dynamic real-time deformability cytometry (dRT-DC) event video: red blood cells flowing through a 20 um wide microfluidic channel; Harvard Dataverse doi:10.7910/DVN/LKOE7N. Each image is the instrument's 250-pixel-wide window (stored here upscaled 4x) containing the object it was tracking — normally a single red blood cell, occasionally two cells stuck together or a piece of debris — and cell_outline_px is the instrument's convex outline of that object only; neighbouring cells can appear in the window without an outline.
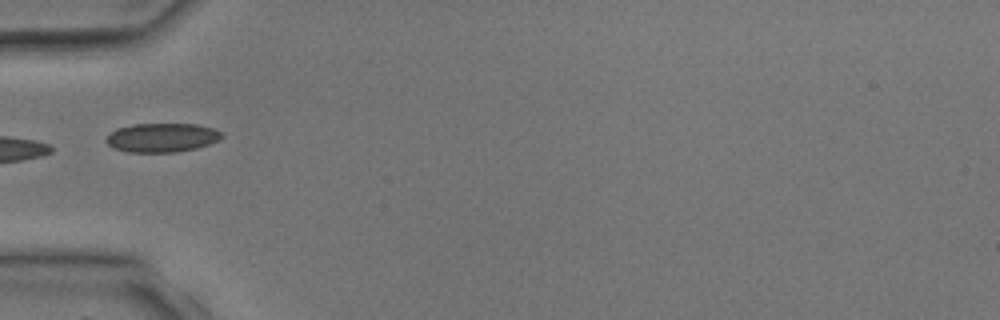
{"species": "common noctule bat (a hibernating species)", "species_latin": "Nyctalus noctula", "temperature_condition": "room temperature", "stored_images_in_passage": 1, "camera_frame_rate_fps": 3000, "um_per_image_px": 0.085, "animal": {"sex": "male", "body_mass_g": 17.9, "forearm_length_mm": 54.2}, "frame": {"image": 1, "passage_image": 1, "time_ms": 0.0, "image_size_px": [1000, 320], "cell_outline_px": [[224, 136], [208, 144], [196, 148], [176, 152], [128, 152], [112, 148], [104, 140], [116, 128], [132, 124], [196, 124], [212, 128], [220, 132]], "centroid_in_image_um": [13.72, 11.69], "position_along_channel_um": 71.3, "area_um2": 19.42}}